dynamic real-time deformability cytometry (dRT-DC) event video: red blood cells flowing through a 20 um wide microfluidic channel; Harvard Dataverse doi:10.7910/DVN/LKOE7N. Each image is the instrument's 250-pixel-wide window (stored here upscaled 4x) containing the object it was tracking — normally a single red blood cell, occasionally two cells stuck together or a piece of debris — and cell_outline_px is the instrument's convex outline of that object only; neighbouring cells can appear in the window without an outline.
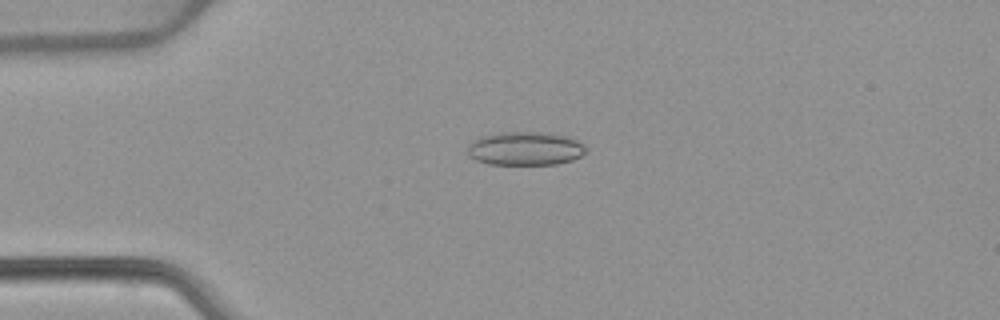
{"species": "common noctule bat (a hibernating species)", "species_latin": "Nyctalus noctula", "temperature_condition": "warm", "stored_images_in_passage": 53, "camera_frame_rate_fps": 3000, "um_per_image_px": 0.085, "animal": {"sex": "female", "body_mass_g": 22.7, "forearm_length_mm": 54.2}, "frame": {"image": 1, "passage_image": 13, "time_ms": 4.0, "image_size_px": [1000, 320], "cell_outline_px": [[584, 152], [580, 156], [572, 160], [556, 164], [488, 164], [476, 160], [468, 152], [468, 144], [480, 136], [500, 132], [548, 132], [568, 136], [584, 144]], "centroid_in_image_um": [44.64, 12.61], "position_along_channel_um": 40.4, "area_um2": 23.12}}
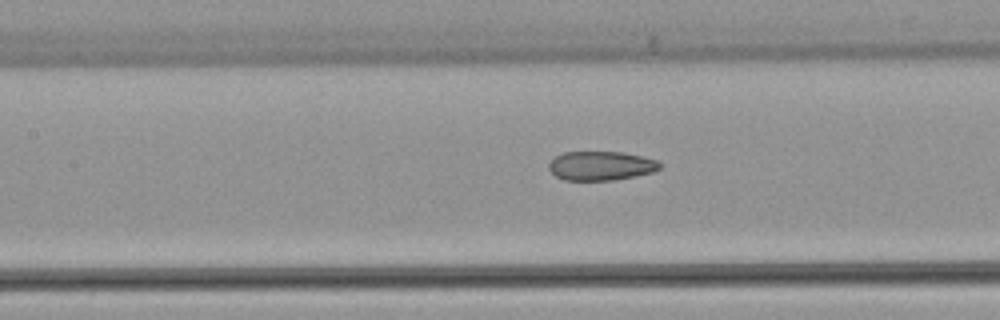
{"frame": {"image": 2, "passage_image": 24, "time_ms": 7.667, "image_size_px": [1000, 320], "cell_outline_px": [[660, 168], [652, 172], [636, 176], [612, 180], [564, 180], [556, 176], [548, 168], [548, 164], [556, 156], [564, 152], [620, 152], [660, 160]], "centroid_in_image_um": [51.08, 14.09], "position_along_channel_um": 156.3, "area_um2": 18.73}}
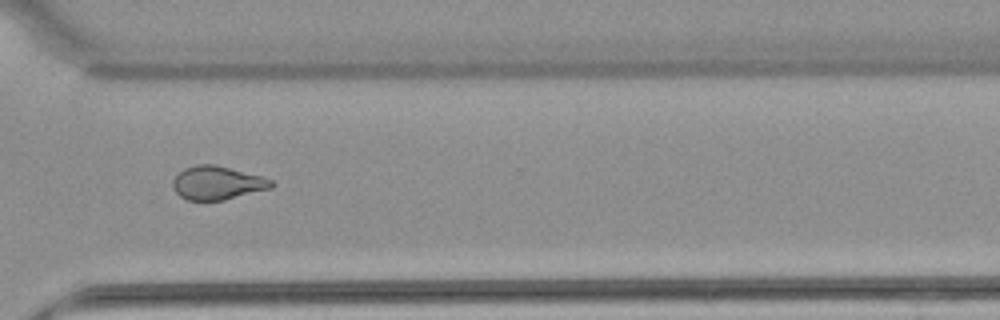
{"frame": {"image": 3, "passage_image": 39, "time_ms": 12.667, "image_size_px": [1000, 320], "cell_outline_px": [[276, 184], [272, 188], [224, 200], [188, 200], [180, 196], [172, 188], [172, 180], [184, 168], [196, 164], [212, 164], [264, 176], [272, 180]], "centroid_in_image_um": [18.49, 15.54], "position_along_channel_um": 352.1, "area_um2": 19.36}, "authors_computed_cell_mechanics": {"area_um2": 20.4612, "velocity_mm_per_s": 3.9186, "shape_relaxation_time_tau1_ms": null, "shape_relaxation_time_tau2_ms": 1.7198, "deformation_change_tau1": null, "deformation_change_tau2": 0.0828}}